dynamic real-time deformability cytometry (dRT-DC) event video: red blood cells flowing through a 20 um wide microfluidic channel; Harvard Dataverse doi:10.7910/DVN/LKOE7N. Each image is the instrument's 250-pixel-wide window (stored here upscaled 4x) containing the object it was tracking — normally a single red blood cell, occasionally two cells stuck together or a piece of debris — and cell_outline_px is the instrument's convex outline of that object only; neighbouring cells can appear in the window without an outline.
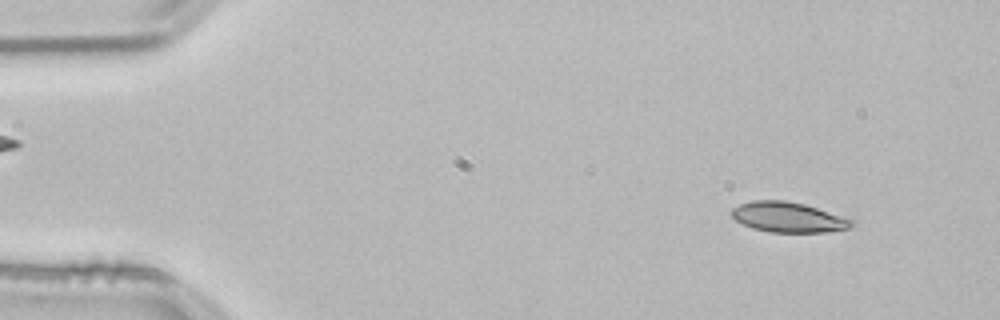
{"species": "common noctule bat (a hibernating species)", "species_latin": "Nyctalus noctula", "temperature_condition": "room temperature", "stored_images_in_passage": 54, "segment_of_instrument_passage": [1, 2], "camera_frame_rate_fps": 3000, "um_per_image_px": 0.085, "animal": {"sex": "male", "body_mass_g": 21.5, "forearm_length_mm": 52.0}, "frame": {"image": 1, "passage_image": 5, "time_ms": 1.333, "image_size_px": [1000, 320], "cell_outline_px": [[856, 224], [848, 228], [824, 232], [768, 232], [752, 228], [728, 216], [728, 212], [732, 208], [740, 204], [752, 200], [784, 200], [804, 204], [856, 220]], "centroid_in_image_um": [66.97, 18.46], "position_along_channel_um": 18.0, "area_um2": 21.33}}
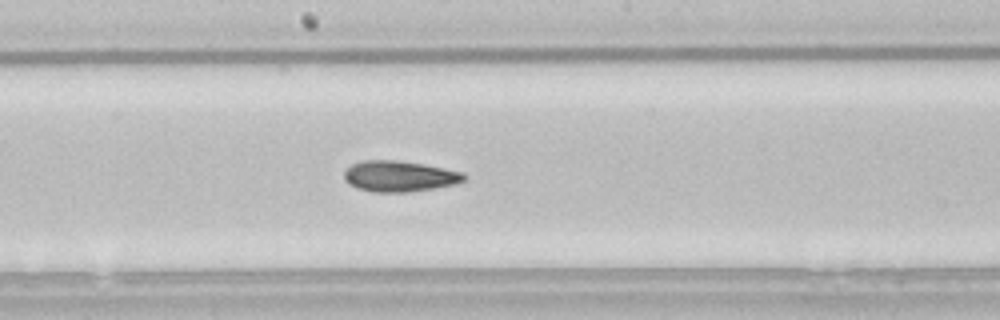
{"frame": {"image": 2, "passage_image": 28, "time_ms": 9.0, "image_size_px": [1000, 320], "cell_outline_px": [[464, 180], [456, 184], [408, 192], [372, 192], [356, 188], [348, 184], [344, 180], [344, 172], [352, 164], [360, 160], [396, 160], [424, 164], [464, 172]], "centroid_in_image_um": [33.91, 14.98], "position_along_channel_um": 214.3, "area_um2": 21.62}}
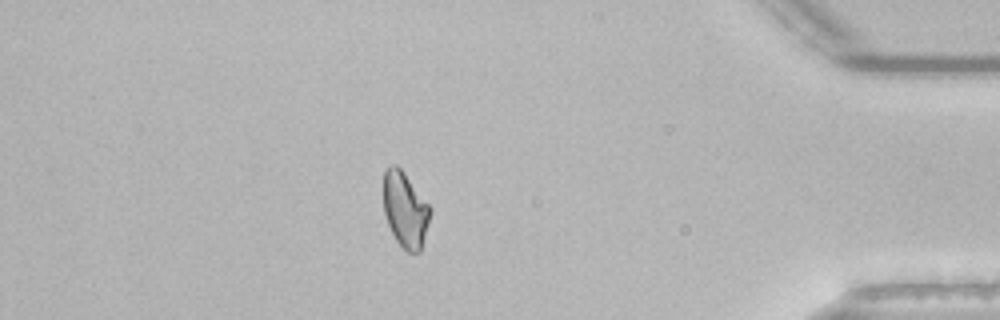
{"frame": {"image": 3, "passage_image": 46, "time_ms": 15.0, "image_size_px": [1000, 320], "cell_outline_px": [[432, 212], [420, 252], [408, 252], [396, 240], [388, 224], [384, 212], [384, 172], [392, 164], [396, 164], [404, 172], [432, 208]], "centroid_in_image_um": [34.46, 17.81], "position_along_channel_um": 400.7, "area_um2": 20.4}}